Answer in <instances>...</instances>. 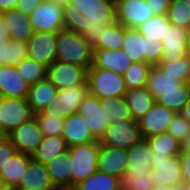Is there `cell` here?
<instances>
[{"instance_id":"cell-45","label":"cell","mask_w":190,"mask_h":190,"mask_svg":"<svg viewBox=\"0 0 190 190\" xmlns=\"http://www.w3.org/2000/svg\"><path fill=\"white\" fill-rule=\"evenodd\" d=\"M17 152L18 150L9 139L0 144V168Z\"/></svg>"},{"instance_id":"cell-28","label":"cell","mask_w":190,"mask_h":190,"mask_svg":"<svg viewBox=\"0 0 190 190\" xmlns=\"http://www.w3.org/2000/svg\"><path fill=\"white\" fill-rule=\"evenodd\" d=\"M31 159L30 155L17 152L2 165L0 168V178L10 190H13L19 184Z\"/></svg>"},{"instance_id":"cell-2","label":"cell","mask_w":190,"mask_h":190,"mask_svg":"<svg viewBox=\"0 0 190 190\" xmlns=\"http://www.w3.org/2000/svg\"><path fill=\"white\" fill-rule=\"evenodd\" d=\"M56 60L88 70L93 62V48L82 35L63 29L57 33Z\"/></svg>"},{"instance_id":"cell-51","label":"cell","mask_w":190,"mask_h":190,"mask_svg":"<svg viewBox=\"0 0 190 190\" xmlns=\"http://www.w3.org/2000/svg\"><path fill=\"white\" fill-rule=\"evenodd\" d=\"M19 1L20 0H0V13L15 8Z\"/></svg>"},{"instance_id":"cell-30","label":"cell","mask_w":190,"mask_h":190,"mask_svg":"<svg viewBox=\"0 0 190 190\" xmlns=\"http://www.w3.org/2000/svg\"><path fill=\"white\" fill-rule=\"evenodd\" d=\"M151 147V158H169L181 153V144L168 132L146 138Z\"/></svg>"},{"instance_id":"cell-42","label":"cell","mask_w":190,"mask_h":190,"mask_svg":"<svg viewBox=\"0 0 190 190\" xmlns=\"http://www.w3.org/2000/svg\"><path fill=\"white\" fill-rule=\"evenodd\" d=\"M44 136H60L63 133L64 121L61 116L46 115L43 111L34 114Z\"/></svg>"},{"instance_id":"cell-17","label":"cell","mask_w":190,"mask_h":190,"mask_svg":"<svg viewBox=\"0 0 190 190\" xmlns=\"http://www.w3.org/2000/svg\"><path fill=\"white\" fill-rule=\"evenodd\" d=\"M128 149L106 147L99 143L98 170L118 177L126 174Z\"/></svg>"},{"instance_id":"cell-21","label":"cell","mask_w":190,"mask_h":190,"mask_svg":"<svg viewBox=\"0 0 190 190\" xmlns=\"http://www.w3.org/2000/svg\"><path fill=\"white\" fill-rule=\"evenodd\" d=\"M62 137L68 148L74 145L99 141L92 135L85 118L79 113L72 114L65 119Z\"/></svg>"},{"instance_id":"cell-39","label":"cell","mask_w":190,"mask_h":190,"mask_svg":"<svg viewBox=\"0 0 190 190\" xmlns=\"http://www.w3.org/2000/svg\"><path fill=\"white\" fill-rule=\"evenodd\" d=\"M170 24L190 28V5L187 0H172L166 14Z\"/></svg>"},{"instance_id":"cell-60","label":"cell","mask_w":190,"mask_h":190,"mask_svg":"<svg viewBox=\"0 0 190 190\" xmlns=\"http://www.w3.org/2000/svg\"><path fill=\"white\" fill-rule=\"evenodd\" d=\"M183 188L184 190H190V183H184Z\"/></svg>"},{"instance_id":"cell-27","label":"cell","mask_w":190,"mask_h":190,"mask_svg":"<svg viewBox=\"0 0 190 190\" xmlns=\"http://www.w3.org/2000/svg\"><path fill=\"white\" fill-rule=\"evenodd\" d=\"M154 96L156 102L174 111L180 113L183 106L190 98L189 83H182L178 89L169 90H149Z\"/></svg>"},{"instance_id":"cell-24","label":"cell","mask_w":190,"mask_h":190,"mask_svg":"<svg viewBox=\"0 0 190 190\" xmlns=\"http://www.w3.org/2000/svg\"><path fill=\"white\" fill-rule=\"evenodd\" d=\"M70 160L71 155L67 150L45 164L51 180L58 190L72 189Z\"/></svg>"},{"instance_id":"cell-23","label":"cell","mask_w":190,"mask_h":190,"mask_svg":"<svg viewBox=\"0 0 190 190\" xmlns=\"http://www.w3.org/2000/svg\"><path fill=\"white\" fill-rule=\"evenodd\" d=\"M1 14L8 27L10 40L27 42L35 32L30 16L16 8L5 10Z\"/></svg>"},{"instance_id":"cell-59","label":"cell","mask_w":190,"mask_h":190,"mask_svg":"<svg viewBox=\"0 0 190 190\" xmlns=\"http://www.w3.org/2000/svg\"><path fill=\"white\" fill-rule=\"evenodd\" d=\"M129 0H113V2L115 3V5L117 6L118 4L120 3H124V2H127Z\"/></svg>"},{"instance_id":"cell-48","label":"cell","mask_w":190,"mask_h":190,"mask_svg":"<svg viewBox=\"0 0 190 190\" xmlns=\"http://www.w3.org/2000/svg\"><path fill=\"white\" fill-rule=\"evenodd\" d=\"M179 159L181 163L183 184L190 183V153L181 152Z\"/></svg>"},{"instance_id":"cell-29","label":"cell","mask_w":190,"mask_h":190,"mask_svg":"<svg viewBox=\"0 0 190 190\" xmlns=\"http://www.w3.org/2000/svg\"><path fill=\"white\" fill-rule=\"evenodd\" d=\"M123 97L129 106L133 119L136 121L142 118L156 102L154 96L146 86L127 89Z\"/></svg>"},{"instance_id":"cell-12","label":"cell","mask_w":190,"mask_h":190,"mask_svg":"<svg viewBox=\"0 0 190 190\" xmlns=\"http://www.w3.org/2000/svg\"><path fill=\"white\" fill-rule=\"evenodd\" d=\"M57 33L35 31L27 41L28 57L49 67L56 60Z\"/></svg>"},{"instance_id":"cell-35","label":"cell","mask_w":190,"mask_h":190,"mask_svg":"<svg viewBox=\"0 0 190 190\" xmlns=\"http://www.w3.org/2000/svg\"><path fill=\"white\" fill-rule=\"evenodd\" d=\"M156 66L167 76L174 77L182 83L190 82V55L188 54L176 61H160Z\"/></svg>"},{"instance_id":"cell-19","label":"cell","mask_w":190,"mask_h":190,"mask_svg":"<svg viewBox=\"0 0 190 190\" xmlns=\"http://www.w3.org/2000/svg\"><path fill=\"white\" fill-rule=\"evenodd\" d=\"M160 42L163 45L161 61H176L187 54V29L169 24Z\"/></svg>"},{"instance_id":"cell-14","label":"cell","mask_w":190,"mask_h":190,"mask_svg":"<svg viewBox=\"0 0 190 190\" xmlns=\"http://www.w3.org/2000/svg\"><path fill=\"white\" fill-rule=\"evenodd\" d=\"M150 174L155 185H183L179 155L169 158L152 159Z\"/></svg>"},{"instance_id":"cell-40","label":"cell","mask_w":190,"mask_h":190,"mask_svg":"<svg viewBox=\"0 0 190 190\" xmlns=\"http://www.w3.org/2000/svg\"><path fill=\"white\" fill-rule=\"evenodd\" d=\"M169 24L170 22L166 15H154L136 29L140 34L146 36L147 39H158L161 41Z\"/></svg>"},{"instance_id":"cell-34","label":"cell","mask_w":190,"mask_h":190,"mask_svg":"<svg viewBox=\"0 0 190 190\" xmlns=\"http://www.w3.org/2000/svg\"><path fill=\"white\" fill-rule=\"evenodd\" d=\"M102 110H105L108 123L133 119L129 106L124 97H112L101 99Z\"/></svg>"},{"instance_id":"cell-56","label":"cell","mask_w":190,"mask_h":190,"mask_svg":"<svg viewBox=\"0 0 190 190\" xmlns=\"http://www.w3.org/2000/svg\"><path fill=\"white\" fill-rule=\"evenodd\" d=\"M7 139V134L0 129V144H2Z\"/></svg>"},{"instance_id":"cell-50","label":"cell","mask_w":190,"mask_h":190,"mask_svg":"<svg viewBox=\"0 0 190 190\" xmlns=\"http://www.w3.org/2000/svg\"><path fill=\"white\" fill-rule=\"evenodd\" d=\"M0 40H10L8 27L1 13H0Z\"/></svg>"},{"instance_id":"cell-16","label":"cell","mask_w":190,"mask_h":190,"mask_svg":"<svg viewBox=\"0 0 190 190\" xmlns=\"http://www.w3.org/2000/svg\"><path fill=\"white\" fill-rule=\"evenodd\" d=\"M153 16L146 0H129L116 6V20L126 28L136 29Z\"/></svg>"},{"instance_id":"cell-7","label":"cell","mask_w":190,"mask_h":190,"mask_svg":"<svg viewBox=\"0 0 190 190\" xmlns=\"http://www.w3.org/2000/svg\"><path fill=\"white\" fill-rule=\"evenodd\" d=\"M88 93V83L58 90L55 98L43 112L46 115H56L66 119L70 115L78 113L80 104Z\"/></svg>"},{"instance_id":"cell-20","label":"cell","mask_w":190,"mask_h":190,"mask_svg":"<svg viewBox=\"0 0 190 190\" xmlns=\"http://www.w3.org/2000/svg\"><path fill=\"white\" fill-rule=\"evenodd\" d=\"M30 85L20 76L15 65L0 66V95L27 98Z\"/></svg>"},{"instance_id":"cell-6","label":"cell","mask_w":190,"mask_h":190,"mask_svg":"<svg viewBox=\"0 0 190 190\" xmlns=\"http://www.w3.org/2000/svg\"><path fill=\"white\" fill-rule=\"evenodd\" d=\"M142 139L138 121L131 119L110 123L99 143L106 147L129 149Z\"/></svg>"},{"instance_id":"cell-57","label":"cell","mask_w":190,"mask_h":190,"mask_svg":"<svg viewBox=\"0 0 190 190\" xmlns=\"http://www.w3.org/2000/svg\"><path fill=\"white\" fill-rule=\"evenodd\" d=\"M57 3H59L60 5L64 6V5H68L72 0H55Z\"/></svg>"},{"instance_id":"cell-47","label":"cell","mask_w":190,"mask_h":190,"mask_svg":"<svg viewBox=\"0 0 190 190\" xmlns=\"http://www.w3.org/2000/svg\"><path fill=\"white\" fill-rule=\"evenodd\" d=\"M172 0H146L154 15H166Z\"/></svg>"},{"instance_id":"cell-15","label":"cell","mask_w":190,"mask_h":190,"mask_svg":"<svg viewBox=\"0 0 190 190\" xmlns=\"http://www.w3.org/2000/svg\"><path fill=\"white\" fill-rule=\"evenodd\" d=\"M176 113L157 102L138 120L144 139L166 132Z\"/></svg>"},{"instance_id":"cell-18","label":"cell","mask_w":190,"mask_h":190,"mask_svg":"<svg viewBox=\"0 0 190 190\" xmlns=\"http://www.w3.org/2000/svg\"><path fill=\"white\" fill-rule=\"evenodd\" d=\"M13 190H58L47 171L46 165L29 161L28 167L22 175L19 184Z\"/></svg>"},{"instance_id":"cell-1","label":"cell","mask_w":190,"mask_h":190,"mask_svg":"<svg viewBox=\"0 0 190 190\" xmlns=\"http://www.w3.org/2000/svg\"><path fill=\"white\" fill-rule=\"evenodd\" d=\"M63 19L64 29L82 35L116 22V5L113 0H72L63 6Z\"/></svg>"},{"instance_id":"cell-32","label":"cell","mask_w":190,"mask_h":190,"mask_svg":"<svg viewBox=\"0 0 190 190\" xmlns=\"http://www.w3.org/2000/svg\"><path fill=\"white\" fill-rule=\"evenodd\" d=\"M73 190H121V179L98 170L78 182Z\"/></svg>"},{"instance_id":"cell-37","label":"cell","mask_w":190,"mask_h":190,"mask_svg":"<svg viewBox=\"0 0 190 190\" xmlns=\"http://www.w3.org/2000/svg\"><path fill=\"white\" fill-rule=\"evenodd\" d=\"M151 67L150 63L132 62L123 75L126 88L136 89L145 87Z\"/></svg>"},{"instance_id":"cell-5","label":"cell","mask_w":190,"mask_h":190,"mask_svg":"<svg viewBox=\"0 0 190 190\" xmlns=\"http://www.w3.org/2000/svg\"><path fill=\"white\" fill-rule=\"evenodd\" d=\"M87 83L89 92L99 99L123 97L127 90L122 75L98 67L88 69Z\"/></svg>"},{"instance_id":"cell-9","label":"cell","mask_w":190,"mask_h":190,"mask_svg":"<svg viewBox=\"0 0 190 190\" xmlns=\"http://www.w3.org/2000/svg\"><path fill=\"white\" fill-rule=\"evenodd\" d=\"M33 116L27 98L1 97L0 129L7 135Z\"/></svg>"},{"instance_id":"cell-36","label":"cell","mask_w":190,"mask_h":190,"mask_svg":"<svg viewBox=\"0 0 190 190\" xmlns=\"http://www.w3.org/2000/svg\"><path fill=\"white\" fill-rule=\"evenodd\" d=\"M124 35L125 26L116 21L106 27L95 49L119 50L122 48Z\"/></svg>"},{"instance_id":"cell-44","label":"cell","mask_w":190,"mask_h":190,"mask_svg":"<svg viewBox=\"0 0 190 190\" xmlns=\"http://www.w3.org/2000/svg\"><path fill=\"white\" fill-rule=\"evenodd\" d=\"M166 132L173 135L181 144L184 139L190 134V123L182 117L180 113H176L167 127Z\"/></svg>"},{"instance_id":"cell-31","label":"cell","mask_w":190,"mask_h":190,"mask_svg":"<svg viewBox=\"0 0 190 190\" xmlns=\"http://www.w3.org/2000/svg\"><path fill=\"white\" fill-rule=\"evenodd\" d=\"M68 150V146L62 135L60 136H44L41 144L32 154L34 161L47 164L56 156Z\"/></svg>"},{"instance_id":"cell-49","label":"cell","mask_w":190,"mask_h":190,"mask_svg":"<svg viewBox=\"0 0 190 190\" xmlns=\"http://www.w3.org/2000/svg\"><path fill=\"white\" fill-rule=\"evenodd\" d=\"M40 2L42 0H20L15 8L26 15H30Z\"/></svg>"},{"instance_id":"cell-43","label":"cell","mask_w":190,"mask_h":190,"mask_svg":"<svg viewBox=\"0 0 190 190\" xmlns=\"http://www.w3.org/2000/svg\"><path fill=\"white\" fill-rule=\"evenodd\" d=\"M154 186L150 172L125 174L121 179V190H152Z\"/></svg>"},{"instance_id":"cell-52","label":"cell","mask_w":190,"mask_h":190,"mask_svg":"<svg viewBox=\"0 0 190 190\" xmlns=\"http://www.w3.org/2000/svg\"><path fill=\"white\" fill-rule=\"evenodd\" d=\"M180 114L190 123V98L187 103L183 106Z\"/></svg>"},{"instance_id":"cell-10","label":"cell","mask_w":190,"mask_h":190,"mask_svg":"<svg viewBox=\"0 0 190 190\" xmlns=\"http://www.w3.org/2000/svg\"><path fill=\"white\" fill-rule=\"evenodd\" d=\"M87 69L83 66L55 60L47 67V78L57 90L87 83Z\"/></svg>"},{"instance_id":"cell-13","label":"cell","mask_w":190,"mask_h":190,"mask_svg":"<svg viewBox=\"0 0 190 190\" xmlns=\"http://www.w3.org/2000/svg\"><path fill=\"white\" fill-rule=\"evenodd\" d=\"M78 113L85 118L92 135L100 140L109 125L105 110L101 107V99L89 92L81 102Z\"/></svg>"},{"instance_id":"cell-8","label":"cell","mask_w":190,"mask_h":190,"mask_svg":"<svg viewBox=\"0 0 190 190\" xmlns=\"http://www.w3.org/2000/svg\"><path fill=\"white\" fill-rule=\"evenodd\" d=\"M29 16L34 31L58 33L64 29L63 6L55 0H42Z\"/></svg>"},{"instance_id":"cell-22","label":"cell","mask_w":190,"mask_h":190,"mask_svg":"<svg viewBox=\"0 0 190 190\" xmlns=\"http://www.w3.org/2000/svg\"><path fill=\"white\" fill-rule=\"evenodd\" d=\"M131 64L132 61L122 49H93V62L91 67L111 70L123 76Z\"/></svg>"},{"instance_id":"cell-46","label":"cell","mask_w":190,"mask_h":190,"mask_svg":"<svg viewBox=\"0 0 190 190\" xmlns=\"http://www.w3.org/2000/svg\"><path fill=\"white\" fill-rule=\"evenodd\" d=\"M106 30V27H95L90 28L85 33L82 34L83 38L88 42V44L95 49L97 46V41L100 39L103 31Z\"/></svg>"},{"instance_id":"cell-4","label":"cell","mask_w":190,"mask_h":190,"mask_svg":"<svg viewBox=\"0 0 190 190\" xmlns=\"http://www.w3.org/2000/svg\"><path fill=\"white\" fill-rule=\"evenodd\" d=\"M71 155L72 189L81 180L98 171L99 141L68 148Z\"/></svg>"},{"instance_id":"cell-33","label":"cell","mask_w":190,"mask_h":190,"mask_svg":"<svg viewBox=\"0 0 190 190\" xmlns=\"http://www.w3.org/2000/svg\"><path fill=\"white\" fill-rule=\"evenodd\" d=\"M28 58V44L17 40H0V66L17 65Z\"/></svg>"},{"instance_id":"cell-55","label":"cell","mask_w":190,"mask_h":190,"mask_svg":"<svg viewBox=\"0 0 190 190\" xmlns=\"http://www.w3.org/2000/svg\"><path fill=\"white\" fill-rule=\"evenodd\" d=\"M187 54L190 55V28L187 30Z\"/></svg>"},{"instance_id":"cell-25","label":"cell","mask_w":190,"mask_h":190,"mask_svg":"<svg viewBox=\"0 0 190 190\" xmlns=\"http://www.w3.org/2000/svg\"><path fill=\"white\" fill-rule=\"evenodd\" d=\"M126 174L147 173L151 170V147L147 139H142L140 142L128 149Z\"/></svg>"},{"instance_id":"cell-41","label":"cell","mask_w":190,"mask_h":190,"mask_svg":"<svg viewBox=\"0 0 190 190\" xmlns=\"http://www.w3.org/2000/svg\"><path fill=\"white\" fill-rule=\"evenodd\" d=\"M182 82L174 77L167 76L157 67L152 66L148 73L146 87L148 90H169L178 89Z\"/></svg>"},{"instance_id":"cell-38","label":"cell","mask_w":190,"mask_h":190,"mask_svg":"<svg viewBox=\"0 0 190 190\" xmlns=\"http://www.w3.org/2000/svg\"><path fill=\"white\" fill-rule=\"evenodd\" d=\"M15 66L20 76L30 86L47 78V67L29 57Z\"/></svg>"},{"instance_id":"cell-11","label":"cell","mask_w":190,"mask_h":190,"mask_svg":"<svg viewBox=\"0 0 190 190\" xmlns=\"http://www.w3.org/2000/svg\"><path fill=\"white\" fill-rule=\"evenodd\" d=\"M7 138L16 147L18 152L32 156L41 144L44 135L40 130L36 117L33 116L28 121L12 130Z\"/></svg>"},{"instance_id":"cell-26","label":"cell","mask_w":190,"mask_h":190,"mask_svg":"<svg viewBox=\"0 0 190 190\" xmlns=\"http://www.w3.org/2000/svg\"><path fill=\"white\" fill-rule=\"evenodd\" d=\"M57 91V88L48 78L31 85L27 100L32 113L44 111L55 98Z\"/></svg>"},{"instance_id":"cell-58","label":"cell","mask_w":190,"mask_h":190,"mask_svg":"<svg viewBox=\"0 0 190 190\" xmlns=\"http://www.w3.org/2000/svg\"><path fill=\"white\" fill-rule=\"evenodd\" d=\"M0 190H10L0 178Z\"/></svg>"},{"instance_id":"cell-53","label":"cell","mask_w":190,"mask_h":190,"mask_svg":"<svg viewBox=\"0 0 190 190\" xmlns=\"http://www.w3.org/2000/svg\"><path fill=\"white\" fill-rule=\"evenodd\" d=\"M152 190H184V188L183 185H178V186L155 185Z\"/></svg>"},{"instance_id":"cell-54","label":"cell","mask_w":190,"mask_h":190,"mask_svg":"<svg viewBox=\"0 0 190 190\" xmlns=\"http://www.w3.org/2000/svg\"><path fill=\"white\" fill-rule=\"evenodd\" d=\"M181 152L190 153V134L181 143Z\"/></svg>"},{"instance_id":"cell-3","label":"cell","mask_w":190,"mask_h":190,"mask_svg":"<svg viewBox=\"0 0 190 190\" xmlns=\"http://www.w3.org/2000/svg\"><path fill=\"white\" fill-rule=\"evenodd\" d=\"M132 62H145L156 66L163 57V45L160 40L147 39L137 29L125 27L121 48Z\"/></svg>"}]
</instances>
